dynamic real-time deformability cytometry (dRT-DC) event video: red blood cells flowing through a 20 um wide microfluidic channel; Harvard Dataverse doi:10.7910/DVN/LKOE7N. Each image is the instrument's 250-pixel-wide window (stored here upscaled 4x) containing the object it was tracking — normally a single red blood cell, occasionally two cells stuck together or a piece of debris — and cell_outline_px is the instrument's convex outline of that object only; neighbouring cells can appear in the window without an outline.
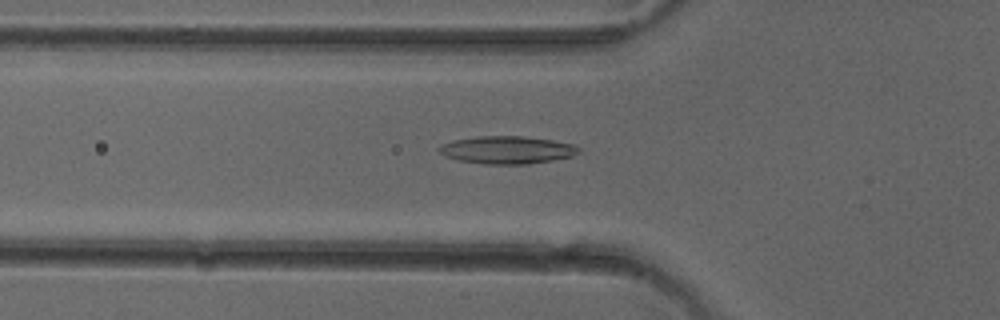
{"species": "common noctule bat (a hibernating species)", "species_latin": "Nyctalus noctula", "temperature_condition": "cold", "stored_images_in_passage": 18, "camera_frame_rate_fps": 3000, "um_per_image_px": 0.085, "animal": {"sex": "female"}, "frame": {"image": 1, "passage_image": 7, "time_ms": 2.0, "image_size_px": [1000, 320], "cell_outline_px": [[580, 152], [572, 156], [552, 160], [528, 164], [484, 164], [460, 160], [444, 156], [436, 148], [440, 144], [452, 140], [476, 136], [524, 136], [552, 140], [576, 144], [580, 148]], "centroid_in_image_um": [43.09, 12.73], "position_along_channel_um": 82.7, "area_um2": 22.72}}
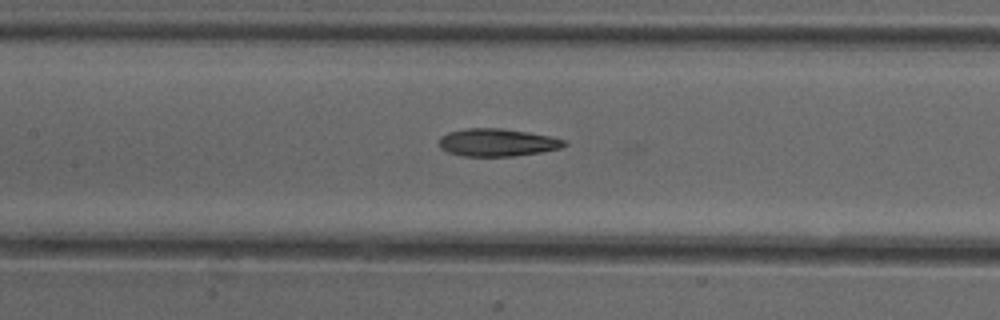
{"frame": {"image": 2, "passage_image": 13, "time_ms": 4.0, "image_size_px": [1000, 320], "cell_outline_px": [[568, 144], [560, 148], [540, 152], [512, 156], [460, 156], [448, 152], [440, 148], [440, 136], [448, 132], [464, 128], [504, 128], [552, 136], [564, 140]], "centroid_in_image_um": [42.25, 12.1], "position_along_channel_um": 165.1, "area_um2": 20.29}}
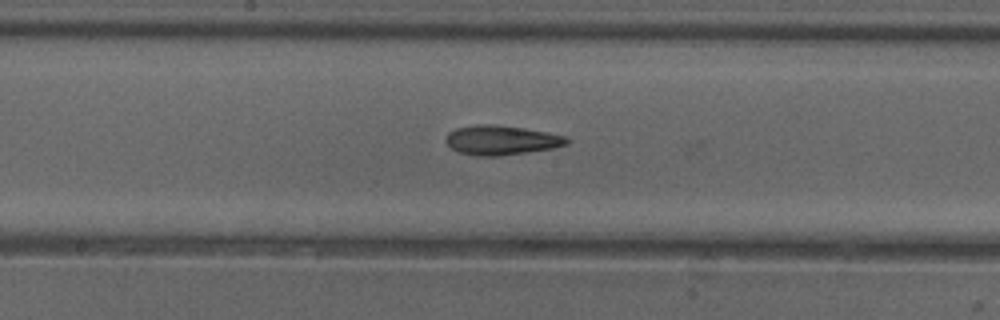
{"frame": {"image": 3, "passage_image": 16, "time_ms": 5.0, "image_size_px": [1000, 320], "cell_outline_px": [[568, 144], [552, 148], [500, 156], [476, 156], [460, 152], [452, 148], [444, 140], [448, 132], [456, 128], [476, 124], [492, 124], [524, 128], [564, 136], [568, 140]], "centroid_in_image_um": [42.56, 11.91], "position_along_channel_um": 205.6, "area_um2": 20.58}}